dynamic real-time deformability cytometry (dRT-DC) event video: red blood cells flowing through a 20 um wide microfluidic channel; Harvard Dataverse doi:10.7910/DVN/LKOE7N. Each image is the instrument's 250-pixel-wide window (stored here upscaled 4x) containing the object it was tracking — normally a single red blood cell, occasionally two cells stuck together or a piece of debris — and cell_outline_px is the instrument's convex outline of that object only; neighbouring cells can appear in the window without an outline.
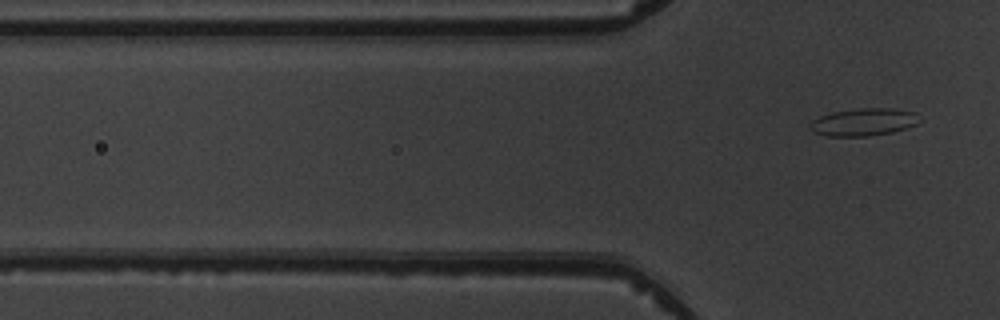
{"species": "common noctule bat (a hibernating species)", "species_latin": "Nyctalus noctula", "temperature_condition": "warm", "stored_images_in_passage": 5, "segment_of_instrument_passage": [2, 2], "camera_frame_rate_fps": 3000, "um_per_image_px": 0.085, "animal": {"sex": "male", "body_mass_g": 19.5, "forearm_length_mm": 54.6}, "frame": {"image": 1, "passage_image": 5, "time_ms": 4.333, "image_size_px": [1000, 320], "cell_outline_px": [[916, 124], [892, 132], [868, 136], [828, 136], [812, 132], [808, 128], [808, 124], [812, 120], [820, 116], [832, 112], [860, 108], [892, 108], [916, 112]], "centroid_in_image_um": [73.32, 10.37], "position_along_channel_um": 52.5, "area_um2": 17.46}}